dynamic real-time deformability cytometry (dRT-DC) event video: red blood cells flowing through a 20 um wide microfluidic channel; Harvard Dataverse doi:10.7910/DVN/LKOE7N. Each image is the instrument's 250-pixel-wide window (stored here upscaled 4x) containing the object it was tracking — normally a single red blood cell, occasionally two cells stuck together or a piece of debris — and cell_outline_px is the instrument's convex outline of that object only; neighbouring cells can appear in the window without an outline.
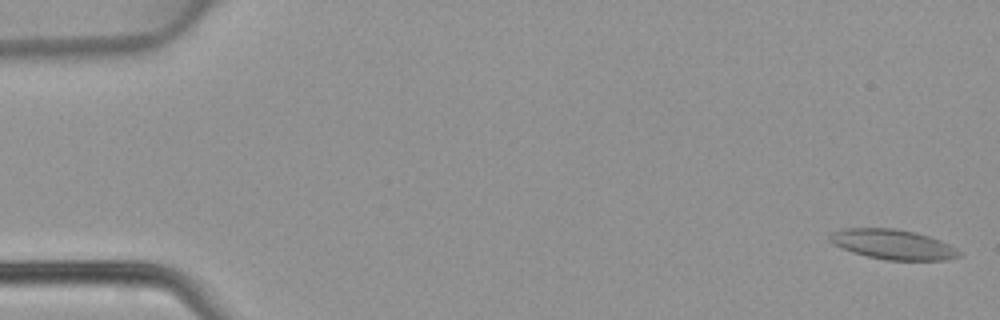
{"species": "common noctule bat (a hibernating species)", "species_latin": "Nyctalus noctula", "temperature_condition": "warm", "stored_images_in_passage": 47, "camera_frame_rate_fps": 3000, "um_per_image_px": 0.085, "animal": {"sex": "female", "body_mass_g": 22.7, "forearm_length_mm": 54.2}, "frame": {"image": 1, "passage_image": 1, "time_ms": 0.0, "image_size_px": [1000, 320], "cell_outline_px": [[964, 256], [944, 260], [888, 260], [868, 256], [852, 252], [832, 244], [828, 240], [828, 236], [832, 232], [844, 228], [896, 228], [928, 236], [940, 240], [956, 248]], "centroid_in_image_um": [75.88, 20.77], "position_along_channel_um": 9.1, "area_um2": 22.54}}
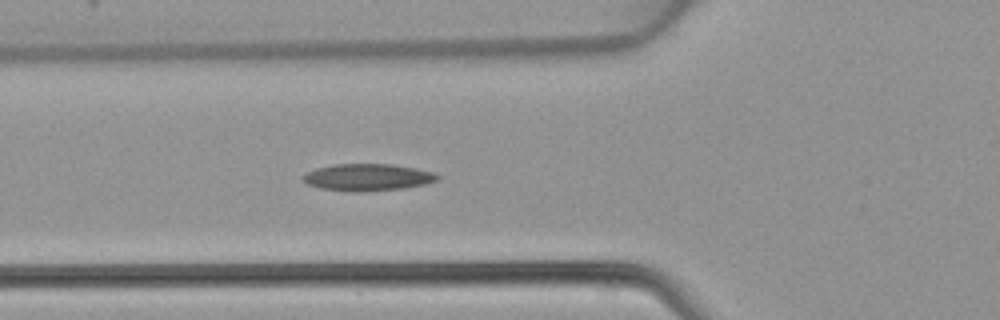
{"frame": {"image": 2, "passage_image": 17, "time_ms": 5.333, "image_size_px": [1000, 320], "cell_outline_px": [[440, 176], [436, 180], [424, 184], [404, 188], [360, 192], [352, 192], [320, 188], [308, 184], [300, 176], [316, 168], [332, 164], [392, 164], [416, 168], [432, 172]], "centroid_in_image_um": [31.22, 15.07], "position_along_channel_um": 94.6, "area_um2": 21.1}}
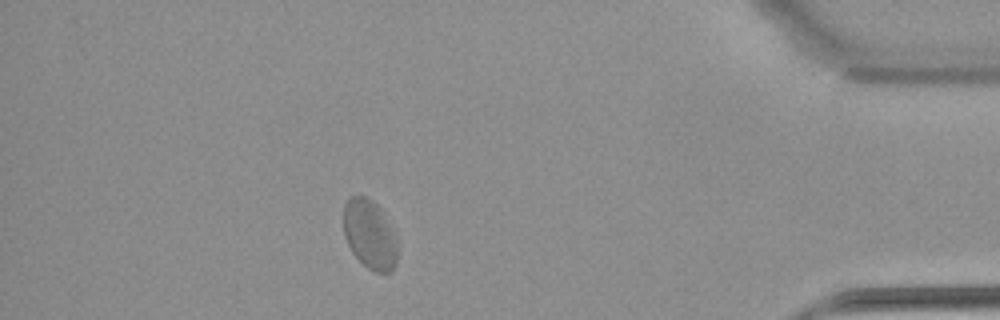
{"frame": {"image": 3, "passage_image": 42, "time_ms": 13.667, "image_size_px": [1000, 320], "cell_outline_px": [[400, 244], [396, 264], [392, 272], [376, 272], [368, 268], [352, 252], [344, 236], [344, 204], [352, 196], [364, 196], [372, 200], [384, 212], [400, 240]], "centroid_in_image_um": [31.5, 19.94], "position_along_channel_um": 403.7, "area_um2": 22.31}}